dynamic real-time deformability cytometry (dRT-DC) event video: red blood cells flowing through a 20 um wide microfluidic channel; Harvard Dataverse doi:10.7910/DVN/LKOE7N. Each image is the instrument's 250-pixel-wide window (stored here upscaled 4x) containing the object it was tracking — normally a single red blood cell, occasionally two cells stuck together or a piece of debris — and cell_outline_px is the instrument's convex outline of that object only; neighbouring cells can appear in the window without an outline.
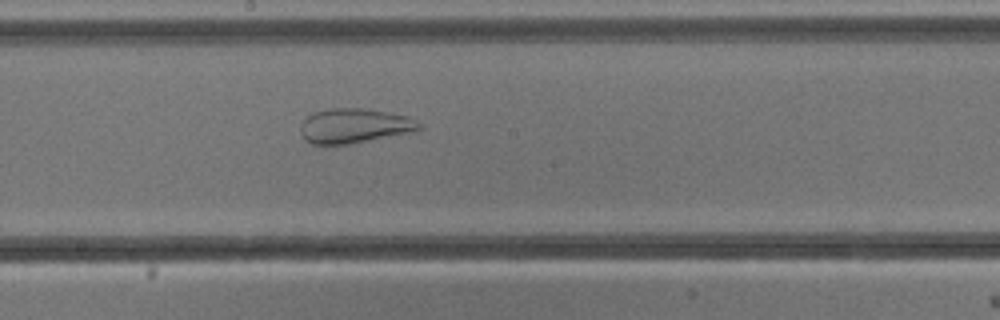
{"species": "common noctule bat (a hibernating species)", "species_latin": "Nyctalus noctula", "temperature_condition": "cold", "stored_images_in_passage": 35, "camera_frame_rate_fps": 3000, "um_per_image_px": 0.085, "animal": {"sex": "male", "body_mass_g": 13.3}, "frame": {"image": 1, "passage_image": 16, "time_ms": 5.0, "image_size_px": [1000, 320], "cell_outline_px": [[420, 128], [416, 132], [348, 144], [312, 144], [304, 140], [300, 132], [300, 124], [308, 116], [316, 112], [332, 108], [360, 108], [408, 116], [416, 120], [420, 124]], "centroid_in_image_um": [30.12, 10.71], "position_along_channel_um": 218.1, "area_um2": 23.87}}